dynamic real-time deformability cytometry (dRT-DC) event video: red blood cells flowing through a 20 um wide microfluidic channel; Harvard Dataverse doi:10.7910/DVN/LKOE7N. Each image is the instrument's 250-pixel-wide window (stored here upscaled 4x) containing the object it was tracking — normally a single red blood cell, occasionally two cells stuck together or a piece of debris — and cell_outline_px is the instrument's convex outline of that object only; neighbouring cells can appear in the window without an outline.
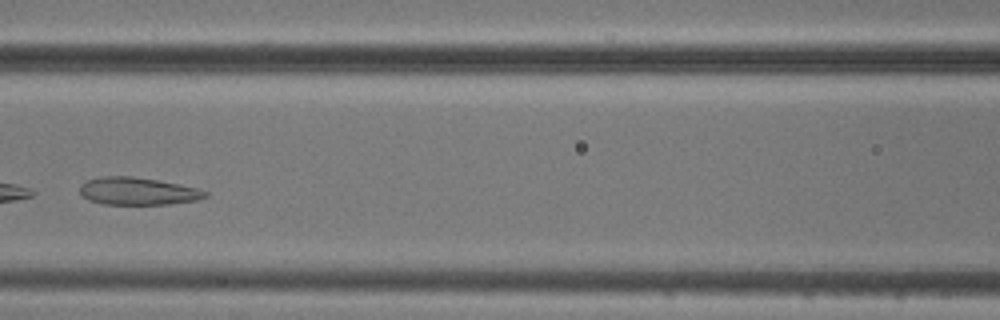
{"species": "common noctule bat (a hibernating species)", "species_latin": "Nyctalus noctula", "temperature_condition": "cold", "stored_images_in_passage": 8, "camera_frame_rate_fps": 3000, "um_per_image_px": 0.085, "animal": {"sex": "male", "body_mass_g": 20.5, "forearm_length_mm": 52.5}, "frame": {"image": 1, "passage_image": 5, "time_ms": 4.667, "image_size_px": [1000, 320], "cell_outline_px": [[208, 196], [196, 200], [172, 204], [104, 204], [88, 200], [80, 192], [80, 184], [84, 180], [100, 176], [132, 176], [156, 180], [196, 188], [208, 192]], "centroid_in_image_um": [11.66, 16.25], "position_along_channel_um": 154.9, "area_um2": 20.06}}
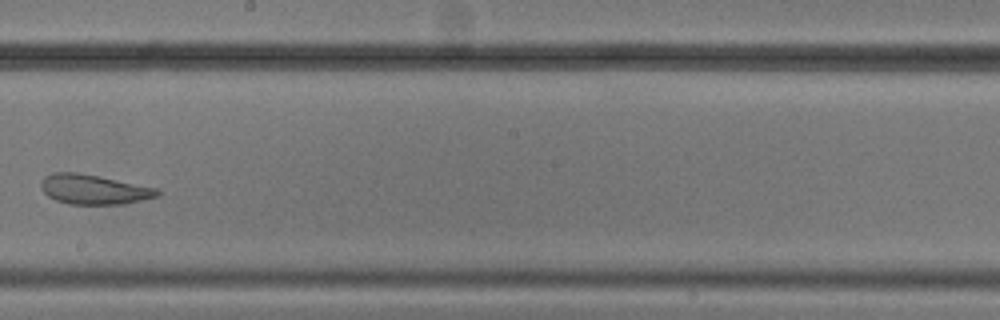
{"frame": {"image": 2, "passage_image": 7, "time_ms": 7.0, "image_size_px": [1000, 320], "cell_outline_px": [[160, 196], [124, 204], [68, 204], [56, 200], [48, 196], [40, 188], [40, 180], [44, 176], [52, 172], [76, 172], [100, 176], [156, 188], [160, 192]], "centroid_in_image_um": [7.94, 16.09], "position_along_channel_um": 240.3, "area_um2": 20.29}}
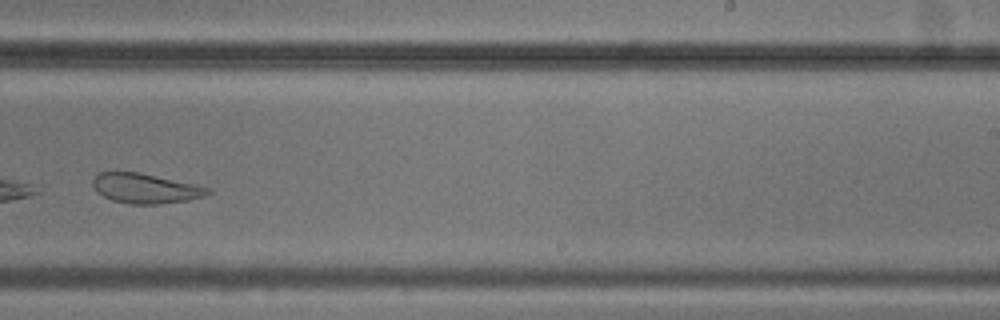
{"frame": {"image": 3, "passage_image": 8, "time_ms": 8.0, "image_size_px": [1000, 320], "cell_outline_px": [[212, 192], [204, 196], [188, 200], [160, 204], [128, 204], [112, 200], [96, 192], [92, 184], [92, 180], [100, 172], [140, 172], [212, 188]], "centroid_in_image_um": [12.37, 16.02], "position_along_channel_um": 276.6, "area_um2": 20.06}}